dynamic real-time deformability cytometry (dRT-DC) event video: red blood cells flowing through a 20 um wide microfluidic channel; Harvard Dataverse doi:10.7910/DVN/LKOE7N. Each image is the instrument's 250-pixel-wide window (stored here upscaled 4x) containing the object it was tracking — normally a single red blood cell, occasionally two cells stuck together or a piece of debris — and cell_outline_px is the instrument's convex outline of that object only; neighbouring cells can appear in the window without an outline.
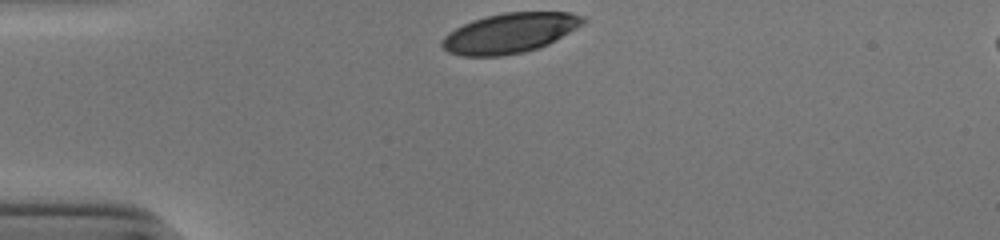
{"species": "human", "species_latin": "Homo sapiens", "temperature_condition": "cold", "stored_images_in_passage": 30, "camera_frame_rate_fps": 3000, "um_per_image_px": 0.085, "donor": {"sex": "male"}, "frame": {"image": 1, "passage_image": 1, "time_ms": 0.0, "image_size_px": [1000, 240], "cell_outline_px": [[588, 20], [584, 24], [548, 44], [540, 48], [524, 52], [500, 56], [460, 56], [448, 52], [440, 44], [440, 40], [448, 32], [472, 20], [504, 12], [568, 12], [584, 16]], "centroid_in_image_um": [43.33, 2.81], "position_along_channel_um": 41.7, "area_um2": 32.95}}
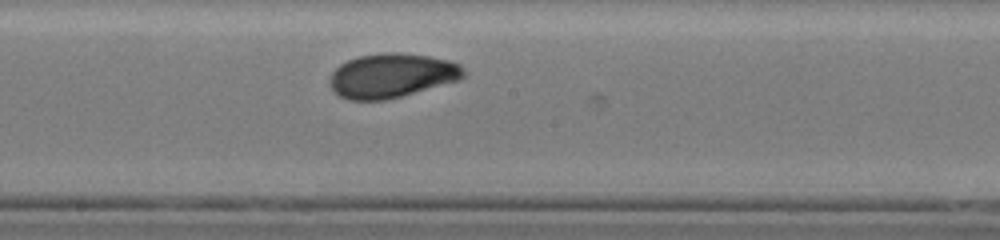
{"frame": {"image": 2, "passage_image": 17, "time_ms": 5.333, "image_size_px": [1000, 240], "cell_outline_px": [[464, 76], [460, 80], [400, 96], [384, 100], [348, 100], [340, 96], [332, 88], [328, 80], [332, 72], [340, 64], [348, 60], [360, 56], [384, 52], [400, 52], [428, 56], [452, 60], [460, 64], [464, 68]], "centroid_in_image_um": [33.31, 6.41], "position_along_channel_um": 214.9, "area_um2": 34.56}}
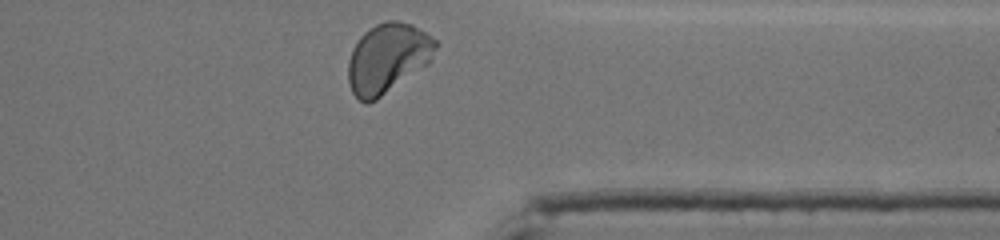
{"frame": {"image": 3, "passage_image": 30, "time_ms": 9.667, "image_size_px": [1000, 240], "cell_outline_px": [[440, 44], [432, 60], [428, 64], [376, 100], [368, 104], [364, 104], [352, 92], [348, 84], [348, 60], [352, 48], [360, 36], [368, 28], [376, 24], [388, 20], [396, 20], [412, 24], [420, 28], [432, 36]], "centroid_in_image_um": [32.96, 4.93], "position_along_channel_um": 378.4, "area_um2": 36.01}, "authors_computed_cell_mechanics": {"area_um2": 34.102, "velocity_mm_per_s": 3.8703, "shape_relaxation_time_tau1_ms": 2.8742, "shape_relaxation_time_tau2_ms": 0.8982, "deformation_change_tau1": 0.1249, "deformation_change_tau2": 0.044}}